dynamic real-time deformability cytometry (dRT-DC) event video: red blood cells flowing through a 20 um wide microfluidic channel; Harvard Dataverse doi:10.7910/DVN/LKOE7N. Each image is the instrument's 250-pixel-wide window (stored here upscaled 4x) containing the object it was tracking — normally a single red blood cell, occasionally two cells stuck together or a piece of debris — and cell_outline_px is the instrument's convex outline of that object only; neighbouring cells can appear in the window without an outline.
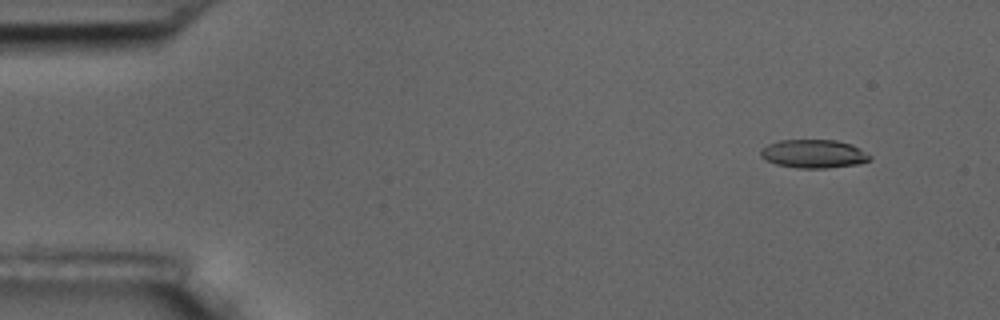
{"species": "common noctule bat (a hibernating species)", "species_latin": "Nyctalus noctula", "temperature_condition": "room temperature", "stored_images_in_passage": 5, "camera_frame_rate_fps": 3000, "um_per_image_px": 0.085, "animal": {"sex": "male", "body_mass_g": 17.5, "forearm_length_mm": 52.3}, "frame": {"image": 1, "passage_image": 1, "time_ms": 0.0, "image_size_px": [1000, 320], "cell_outline_px": [[872, 156], [868, 160], [856, 164], [824, 168], [800, 168], [776, 164], [764, 160], [760, 156], [760, 152], [768, 144], [780, 140], [836, 140], [852, 144], [860, 148]], "centroid_in_image_um": [69.15, 13.07], "position_along_channel_um": 15.8, "area_um2": 17.98}}
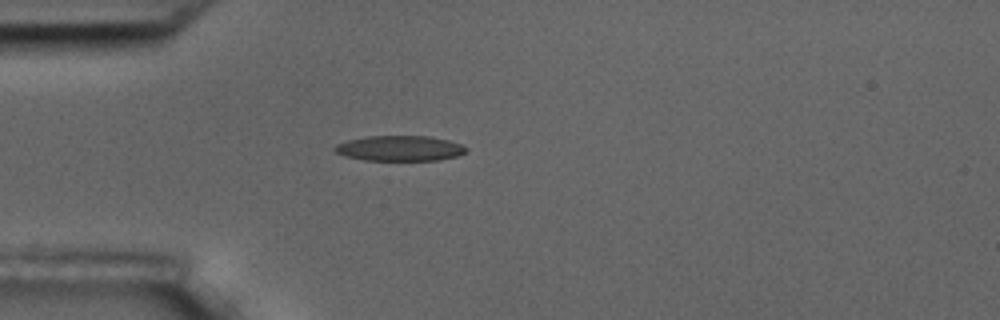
{"frame": {"image": 2, "passage_image": 4, "time_ms": 3.667, "image_size_px": [1000, 320], "cell_outline_px": [[468, 148], [464, 152], [456, 156], [436, 160], [364, 160], [344, 156], [336, 152], [332, 148], [336, 144], [348, 140], [368, 136], [432, 136], [448, 140], [460, 144]], "centroid_in_image_um": [33.94, 12.6], "position_along_channel_um": 51.1, "area_um2": 19.31}}